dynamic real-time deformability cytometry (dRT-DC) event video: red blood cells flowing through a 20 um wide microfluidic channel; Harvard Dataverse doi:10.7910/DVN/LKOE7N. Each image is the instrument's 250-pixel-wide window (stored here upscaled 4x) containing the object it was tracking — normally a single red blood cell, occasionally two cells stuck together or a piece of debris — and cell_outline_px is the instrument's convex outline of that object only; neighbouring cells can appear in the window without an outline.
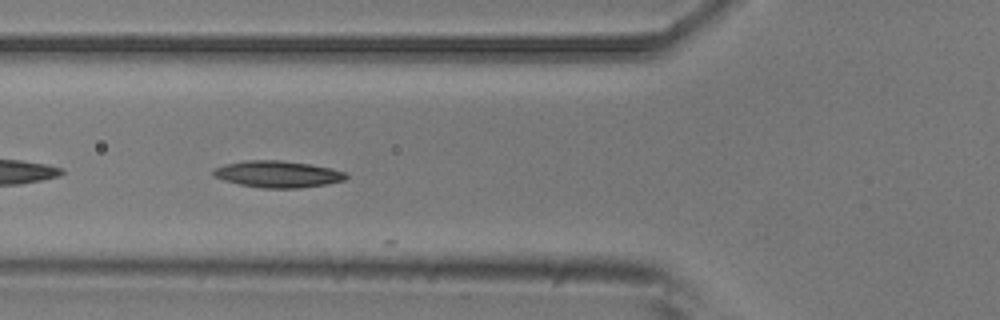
{"species": "common noctule bat (a hibernating species)", "species_latin": "Nyctalus noctula", "temperature_condition": "room temperature", "stored_images_in_passage": 10, "camera_frame_rate_fps": 3000, "um_per_image_px": 0.085, "animal": {"sex": "male", "body_mass_g": 20.5, "forearm_length_mm": 52.5}, "frame": {"image": 1, "passage_image": 5, "time_ms": 1.333, "image_size_px": [1000, 320], "cell_outline_px": [[348, 176], [344, 180], [328, 184], [300, 188], [260, 188], [240, 184], [224, 180], [212, 176], [212, 168], [224, 164], [244, 160], [280, 160], [308, 164], [332, 168], [344, 172]], "centroid_in_image_um": [23.56, 14.8], "position_along_channel_um": 102.2, "area_um2": 20.75}}
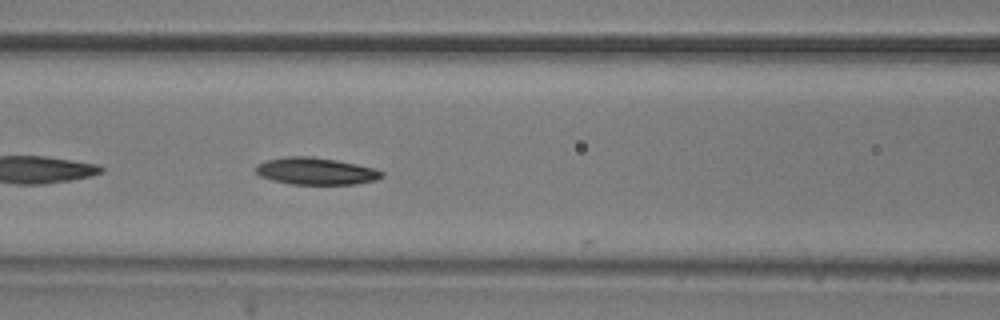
{"frame": {"image": 2, "passage_image": 8, "time_ms": 2.333, "image_size_px": [1000, 320], "cell_outline_px": [[384, 176], [376, 180], [352, 184], [292, 184], [272, 180], [260, 176], [256, 172], [256, 164], [268, 160], [288, 156], [312, 156], [336, 160], [356, 164], [372, 168], [384, 172]], "centroid_in_image_um": [26.84, 14.54], "position_along_channel_um": 139.8, "area_um2": 19.71}}